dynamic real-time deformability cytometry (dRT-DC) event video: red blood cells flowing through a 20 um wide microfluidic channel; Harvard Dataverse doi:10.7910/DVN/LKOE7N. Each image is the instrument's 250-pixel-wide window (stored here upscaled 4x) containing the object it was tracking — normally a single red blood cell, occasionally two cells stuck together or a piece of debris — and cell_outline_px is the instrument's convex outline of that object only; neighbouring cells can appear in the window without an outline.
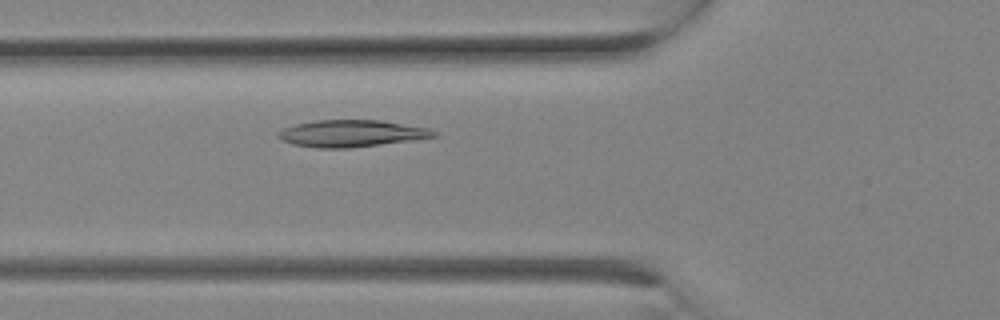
{"species": "Egyptian fruit bat (a non-hibernating species)", "species_latin": "Rousettus aegyptiacus", "temperature_condition": "room temperature", "stored_images_in_passage": 7, "camera_frame_rate_fps": 3000, "um_per_image_px": 0.085, "animal": {"sex": "female"}, "frame": {"image": 1, "passage_image": 7, "time_ms": 2.0, "image_size_px": [1000, 320], "cell_outline_px": [[440, 136], [352, 148], [316, 148], [292, 144], [280, 140], [276, 136], [276, 132], [284, 128], [296, 124], [316, 120], [380, 120], [428, 128], [436, 132]], "centroid_in_image_um": [29.83, 11.35], "position_along_channel_um": 96.0, "area_um2": 24.45}}